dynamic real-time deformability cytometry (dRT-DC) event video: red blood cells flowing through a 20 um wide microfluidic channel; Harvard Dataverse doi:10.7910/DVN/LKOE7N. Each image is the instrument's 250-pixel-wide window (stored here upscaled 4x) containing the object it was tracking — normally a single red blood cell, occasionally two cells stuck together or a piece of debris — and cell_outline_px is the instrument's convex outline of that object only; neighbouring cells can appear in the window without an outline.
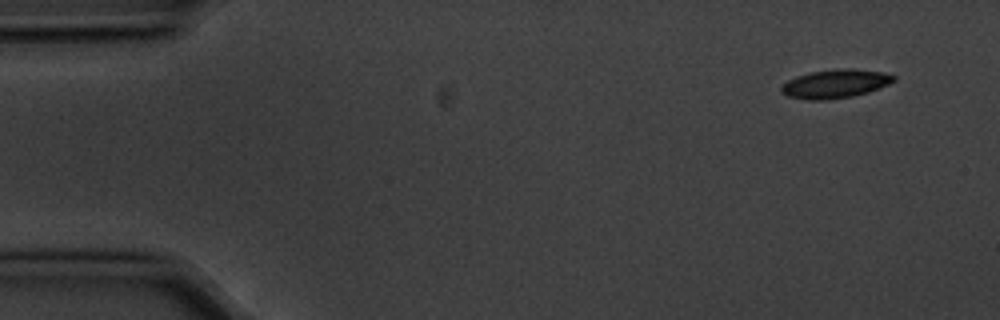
{"species": "common noctule bat (a hibernating species)", "species_latin": "Nyctalus noctula", "temperature_condition": "cold", "stored_images_in_passage": 4, "camera_frame_rate_fps": 3000, "um_per_image_px": 0.085, "animal": {"sex": "male", "body_mass_g": 20.1, "forearm_length_mm": 53.5}, "frame": {"image": 1, "passage_image": 1, "time_ms": 0.0, "image_size_px": [1000, 320], "cell_outline_px": [[896, 80], [888, 84], [868, 92], [852, 96], [828, 100], [808, 100], [788, 96], [780, 92], [780, 88], [788, 80], [796, 76], [812, 72], [848, 68], [852, 68], [880, 72], [896, 76]], "centroid_in_image_um": [70.98, 7.13], "position_along_channel_um": 14.0, "area_um2": 18.55}}